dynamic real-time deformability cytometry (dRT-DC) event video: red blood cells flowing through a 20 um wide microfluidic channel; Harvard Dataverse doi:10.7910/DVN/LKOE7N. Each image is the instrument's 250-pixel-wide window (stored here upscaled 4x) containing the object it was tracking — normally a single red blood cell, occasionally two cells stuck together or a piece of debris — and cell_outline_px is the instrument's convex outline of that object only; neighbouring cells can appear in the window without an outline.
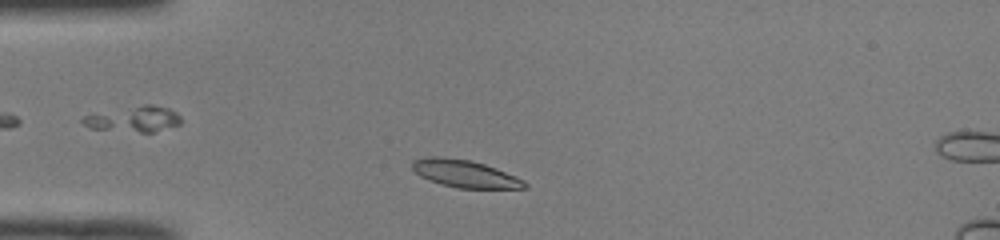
{"species": "common noctule bat (a hibernating species)", "species_latin": "Nyctalus noctula", "temperature_condition": "room temperature", "stored_images_in_passage": 7, "camera_frame_rate_fps": 3000, "um_per_image_px": 0.085, "animal": {"sex": "male", "body_mass_g": 19.0, "forearm_length_mm": 50.8}, "frame": {"image": 1, "passage_image": 4, "time_ms": 1.0, "image_size_px": [1000, 240], "cell_outline_px": [[528, 188], [456, 188], [428, 180], [420, 176], [412, 168], [412, 160], [428, 156], [436, 156], [472, 160], [496, 168], [516, 176], [524, 180], [528, 184]], "centroid_in_image_um": [39.51, 14.76], "position_along_channel_um": 45.5, "area_um2": 18.03}}